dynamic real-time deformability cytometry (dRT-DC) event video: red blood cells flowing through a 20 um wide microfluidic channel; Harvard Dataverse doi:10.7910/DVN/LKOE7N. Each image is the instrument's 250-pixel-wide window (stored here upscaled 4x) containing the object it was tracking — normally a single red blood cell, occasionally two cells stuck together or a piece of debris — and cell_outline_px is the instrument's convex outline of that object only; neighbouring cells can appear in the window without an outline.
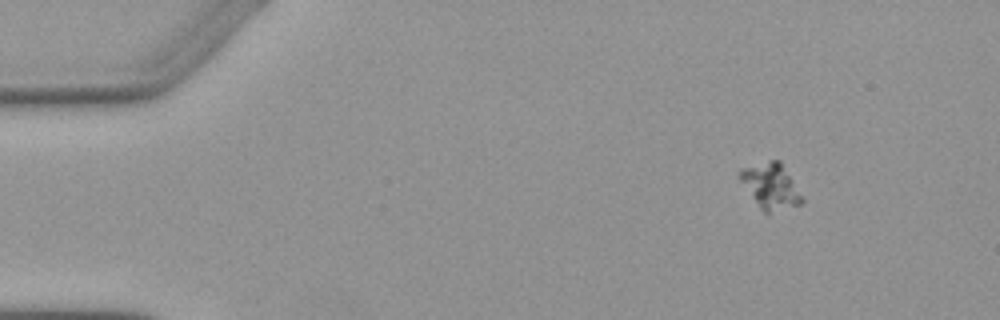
{"species": "Egyptian fruit bat (a non-hibernating species)", "species_latin": "Rousettus aegyptiacus", "temperature_condition": "warm", "stored_images_in_passage": 7, "camera_frame_rate_fps": 3000, "um_per_image_px": 0.085, "animal": {"sex": "female"}, "frame": {"image": 1, "passage_image": 1, "time_ms": 0.0, "image_size_px": [1000, 320], "cell_outline_px": [[804, 200], [800, 204], [768, 216], [760, 208], [740, 180], [740, 168], [772, 160], [780, 160]], "centroid_in_image_um": [65.51, 15.86], "position_along_channel_um": 19.5, "area_um2": 16.3}}
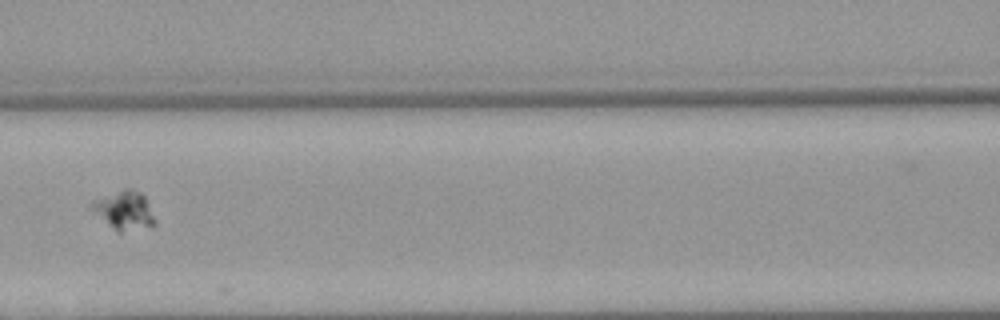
{"frame": {"image": 2, "passage_image": 6, "time_ms": 6.0, "image_size_px": [1000, 320], "cell_outline_px": [[156, 224], [152, 228], [120, 232], [116, 232], [92, 208], [92, 204], [96, 200], [124, 188], [128, 188], [140, 192], [144, 196], [156, 220]], "centroid_in_image_um": [10.66, 17.92], "position_along_channel_um": 155.9, "area_um2": 13.93}}
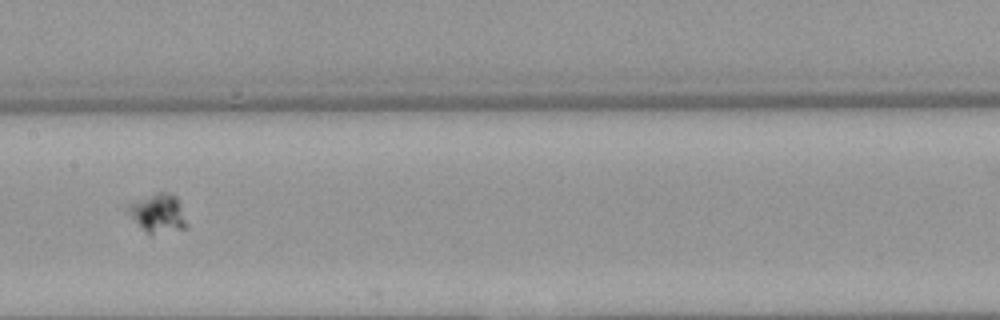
{"frame": {"image": 3, "passage_image": 7, "time_ms": 7.0, "image_size_px": [1000, 320], "cell_outline_px": [[188, 224], [184, 228], [152, 236], [128, 212], [128, 204], [136, 200], [156, 192], [168, 192], [176, 196], [180, 204]], "centroid_in_image_um": [13.48, 18.12], "position_along_channel_um": 193.9, "area_um2": 13.01}}